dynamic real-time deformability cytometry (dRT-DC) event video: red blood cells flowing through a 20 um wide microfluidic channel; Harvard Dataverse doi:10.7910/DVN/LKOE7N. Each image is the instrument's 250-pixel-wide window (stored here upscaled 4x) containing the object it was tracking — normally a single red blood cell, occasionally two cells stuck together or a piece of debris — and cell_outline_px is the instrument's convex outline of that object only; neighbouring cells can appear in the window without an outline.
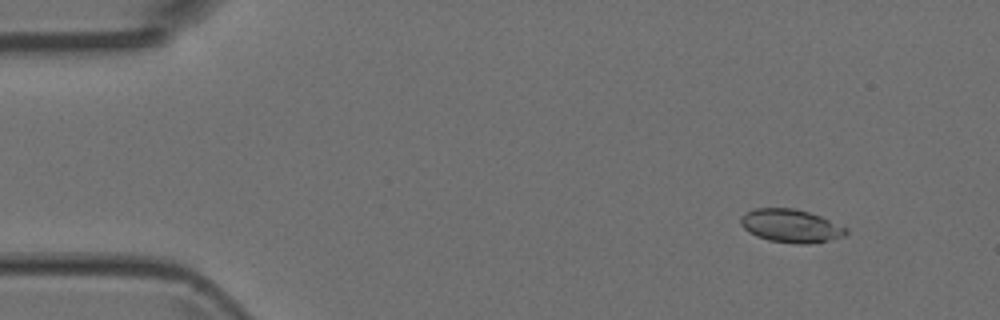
{"species": "Egyptian fruit bat (a non-hibernating species)", "species_latin": "Rousettus aegyptiacus", "temperature_condition": "room temperature", "stored_images_in_passage": 3, "camera_frame_rate_fps": 3000, "um_per_image_px": 0.085, "animal": {"sex": "female"}, "frame": {"image": 1, "passage_image": 1, "time_ms": 0.0, "image_size_px": [1000, 320], "cell_outline_px": [[848, 232], [844, 236], [832, 240], [808, 244], [796, 244], [768, 240], [756, 236], [748, 232], [740, 224], [740, 216], [744, 212], [752, 208], [792, 208], [808, 212], [820, 216], [848, 228]], "centroid_in_image_um": [67.2, 19.2], "position_along_channel_um": 17.8, "area_um2": 20.63}}